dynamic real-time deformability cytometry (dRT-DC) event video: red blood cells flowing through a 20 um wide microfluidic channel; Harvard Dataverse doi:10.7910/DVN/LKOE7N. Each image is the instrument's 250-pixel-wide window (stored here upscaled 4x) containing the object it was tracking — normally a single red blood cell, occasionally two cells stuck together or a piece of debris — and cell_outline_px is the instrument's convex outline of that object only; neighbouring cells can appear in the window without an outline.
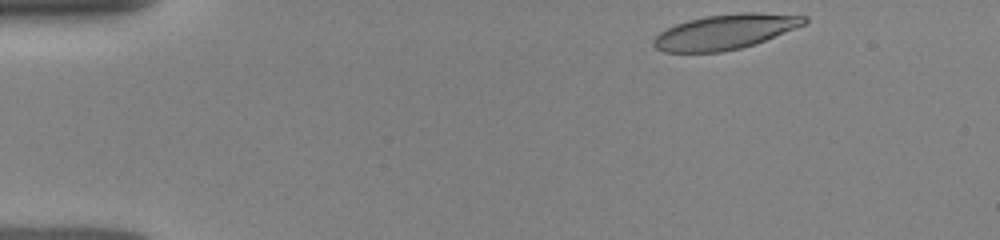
{"species": "human", "species_latin": "Homo sapiens", "temperature_condition": "room temperature", "stored_images_in_passage": 39, "camera_frame_rate_fps": 3000, "um_per_image_px": 0.085, "donor": {"sex": "female"}, "frame": {"image": 1, "passage_image": 1, "time_ms": 0.0, "image_size_px": [1000, 240], "cell_outline_px": [[808, 20], [804, 24], [756, 44], [740, 48], [720, 52], [664, 52], [656, 48], [652, 44], [652, 40], [660, 32], [676, 24], [688, 20], [704, 16], [740, 12], [760, 12], [808, 16]], "centroid_in_image_um": [61.64, 2.69], "position_along_channel_um": 23.4, "area_um2": 30.69}}
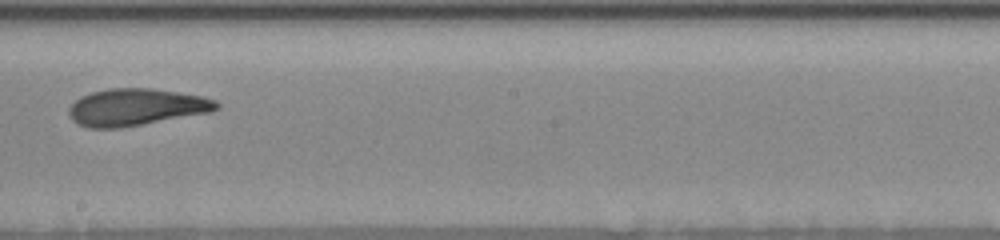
{"frame": {"image": 2, "passage_image": 18, "time_ms": 7.333, "image_size_px": [1000, 240], "cell_outline_px": [[220, 108], [212, 112], [120, 128], [88, 128], [72, 120], [68, 112], [68, 108], [80, 96], [92, 92], [108, 88], [152, 88], [204, 96], [216, 100], [220, 104]], "centroid_in_image_um": [11.6, 9.1], "position_along_channel_um": 236.6, "area_um2": 32.02}}
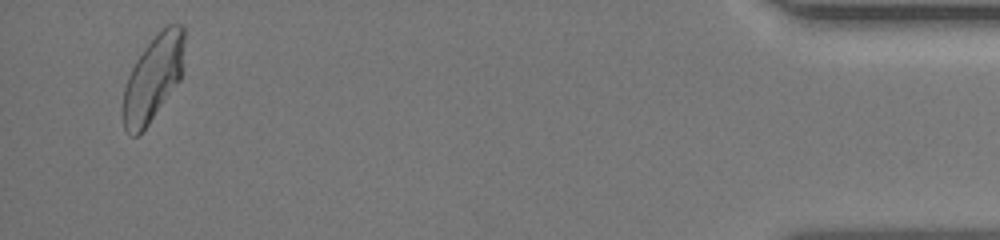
{"frame": {"image": 3, "passage_image": 35, "time_ms": 13.667, "image_size_px": [1000, 240], "cell_outline_px": [[184, 40], [180, 80], [148, 124], [136, 136], [132, 136], [124, 128], [120, 112], [124, 88], [128, 76], [136, 60], [144, 48], [168, 24], [184, 24]], "centroid_in_image_um": [12.97, 6.67], "position_along_channel_um": 422.2, "area_um2": 30.29}}